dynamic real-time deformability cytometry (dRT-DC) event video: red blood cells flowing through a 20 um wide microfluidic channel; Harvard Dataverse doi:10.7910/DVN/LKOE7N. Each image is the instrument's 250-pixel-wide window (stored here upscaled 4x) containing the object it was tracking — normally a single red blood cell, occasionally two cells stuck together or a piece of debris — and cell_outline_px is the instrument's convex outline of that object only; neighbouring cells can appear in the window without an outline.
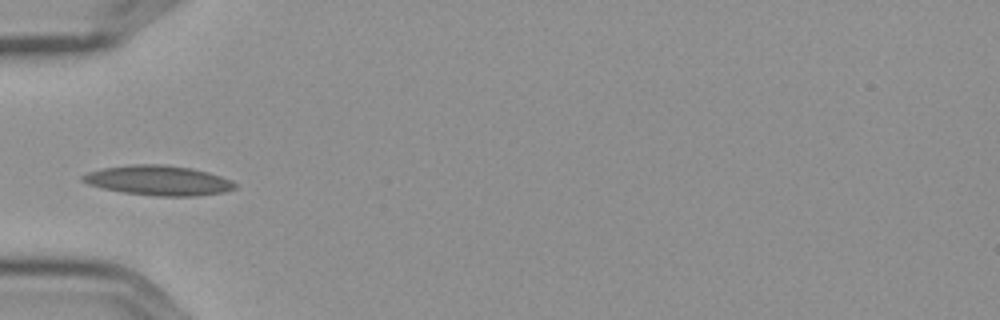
{"species": "Egyptian fruit bat (a non-hibernating species)", "species_latin": "Rousettus aegyptiacus", "temperature_condition": "cold", "stored_images_in_passage": 3, "camera_frame_rate_fps": 3000, "um_per_image_px": 0.085, "frame": {"image": 1, "passage_image": 3, "time_ms": 0.667, "image_size_px": [1000, 320], "cell_outline_px": [[236, 188], [224, 192], [196, 196], [156, 196], [124, 192], [104, 188], [88, 184], [80, 180], [80, 176], [88, 172], [104, 168], [132, 164], [164, 164], [192, 168], [208, 172], [232, 180], [236, 184]], "centroid_in_image_um": [13.48, 15.33], "position_along_channel_um": 71.5, "area_um2": 26.47}}